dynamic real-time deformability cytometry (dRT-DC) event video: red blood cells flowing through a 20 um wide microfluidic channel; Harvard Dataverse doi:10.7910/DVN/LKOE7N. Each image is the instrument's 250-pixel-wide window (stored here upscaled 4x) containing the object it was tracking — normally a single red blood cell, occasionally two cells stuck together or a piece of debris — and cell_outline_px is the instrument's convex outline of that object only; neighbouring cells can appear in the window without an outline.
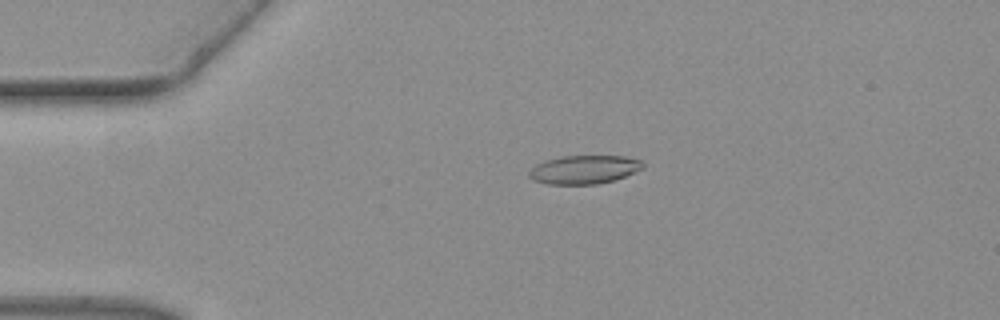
{"species": "common noctule bat (a hibernating species)", "species_latin": "Nyctalus noctula", "temperature_condition": "warm", "stored_images_in_passage": 46, "camera_frame_rate_fps": 3000, "um_per_image_px": 0.085, "animal": {"sex": "female", "body_mass_g": 19.3, "forearm_length_mm": 54.1}, "frame": {"image": 1, "passage_image": 9, "time_ms": 2.667, "image_size_px": [1000, 320], "cell_outline_px": [[644, 168], [624, 176], [612, 180], [596, 184], [548, 184], [532, 180], [528, 176], [528, 172], [536, 164], [548, 160], [564, 156], [624, 156], [640, 160], [644, 164]], "centroid_in_image_um": [49.64, 14.41], "position_along_channel_um": 35.4, "area_um2": 18.73}}
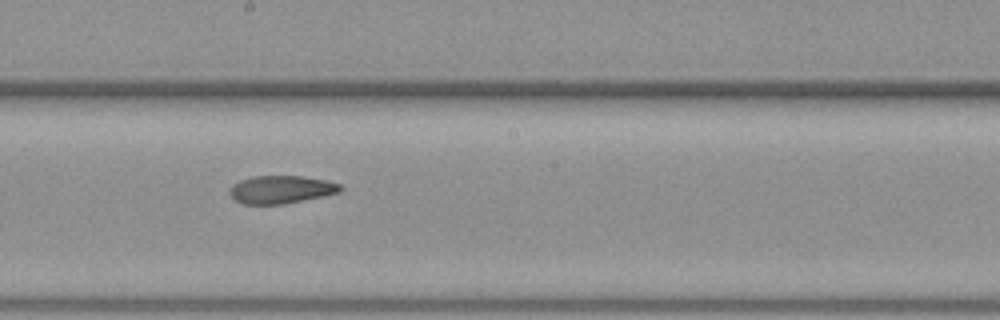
{"frame": {"image": 2, "passage_image": 25, "time_ms": 8.0, "image_size_px": [1000, 320], "cell_outline_px": [[344, 188], [340, 192], [284, 204], [244, 204], [236, 200], [228, 192], [232, 184], [240, 180], [252, 176], [300, 176], [324, 180], [340, 184]], "centroid_in_image_um": [23.87, 16.1], "position_along_channel_um": 224.3, "area_um2": 17.86}}
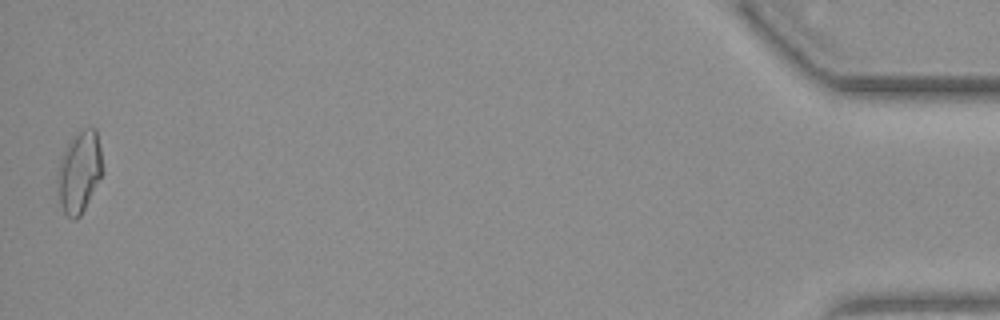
{"frame": {"image": 3, "passage_image": 46, "time_ms": 15.0, "image_size_px": [1000, 320], "cell_outline_px": [[104, 172], [80, 216], [76, 220], [72, 220], [64, 212], [60, 204], [56, 188], [56, 176], [60, 160], [72, 136], [84, 128], [96, 128], [100, 148]], "centroid_in_image_um": [6.73, 14.63], "position_along_channel_um": 428.5, "area_um2": 21.62}}